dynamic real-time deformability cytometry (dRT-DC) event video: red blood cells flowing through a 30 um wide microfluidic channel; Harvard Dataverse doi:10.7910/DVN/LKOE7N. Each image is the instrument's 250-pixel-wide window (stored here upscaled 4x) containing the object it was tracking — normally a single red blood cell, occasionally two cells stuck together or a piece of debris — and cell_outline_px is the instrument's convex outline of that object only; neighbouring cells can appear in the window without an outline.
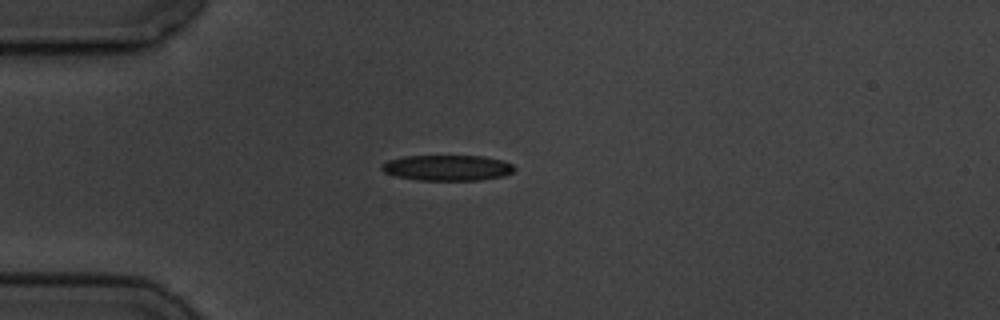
{"species": "common noctule bat (a hibernating species)", "species_latin": "Nyctalus noctula", "temperature_condition": "cold", "stored_images_in_passage": 14, "camera_frame_rate_fps": 3000, "um_per_image_px": 0.085, "animal": {"sex": "male", "body_mass_g": 19.5, "forearm_length_mm": 54.6}, "frame": {"image": 1, "passage_image": 3, "time_ms": 3.0, "image_size_px": [1000, 320], "cell_outline_px": [[516, 168], [512, 172], [504, 176], [480, 180], [420, 180], [396, 176], [384, 172], [380, 168], [380, 164], [388, 160], [404, 156], [484, 156], [504, 160], [512, 164]], "centroid_in_image_um": [38.03, 14.26], "position_along_channel_um": 47.0, "area_um2": 19.94}}
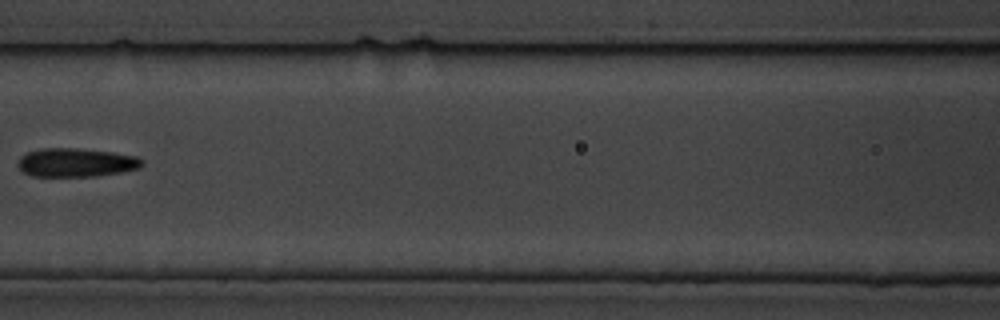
{"frame": {"image": 2, "passage_image": 6, "time_ms": 6.667, "image_size_px": [1000, 320], "cell_outline_px": [[144, 164], [140, 168], [124, 172], [96, 176], [32, 176], [24, 172], [16, 164], [20, 156], [28, 152], [44, 148], [76, 148], [112, 152], [136, 156], [144, 160]], "centroid_in_image_um": [6.49, 13.82], "position_along_channel_um": 160.1, "area_um2": 20.87}}
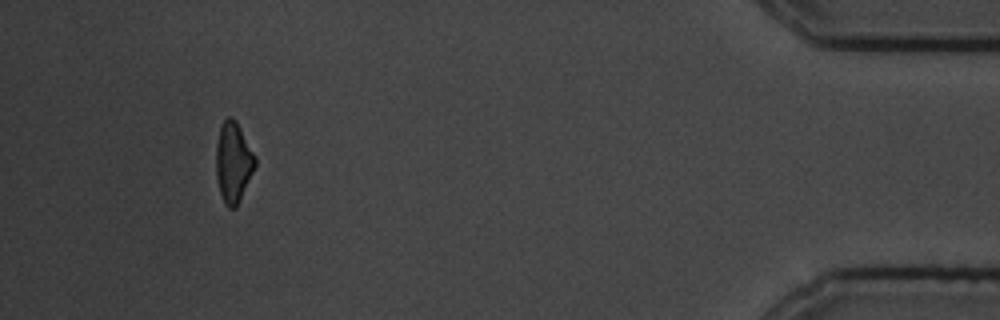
{"frame": {"image": 3, "passage_image": 13, "time_ms": 15.667, "image_size_px": [1000, 320], "cell_outline_px": [[256, 164], [236, 208], [228, 208], [224, 204], [220, 192], [216, 176], [216, 144], [220, 128], [224, 120], [228, 116], [232, 116], [236, 120], [256, 156]], "centroid_in_image_um": [19.82, 13.78], "position_along_channel_um": 415.4, "area_um2": 18.26}, "authors_computed_cell_mechanics": {"area_um2": 19.7965, "velocity_mm_per_s": 3.5504, "shape_relaxation_time_tau1_ms": 4.4934, "shape_relaxation_time_tau2_ms": 2.4156, "deformation_change_tau1": 0.1415, "deformation_change_tau2": 0.1207}}